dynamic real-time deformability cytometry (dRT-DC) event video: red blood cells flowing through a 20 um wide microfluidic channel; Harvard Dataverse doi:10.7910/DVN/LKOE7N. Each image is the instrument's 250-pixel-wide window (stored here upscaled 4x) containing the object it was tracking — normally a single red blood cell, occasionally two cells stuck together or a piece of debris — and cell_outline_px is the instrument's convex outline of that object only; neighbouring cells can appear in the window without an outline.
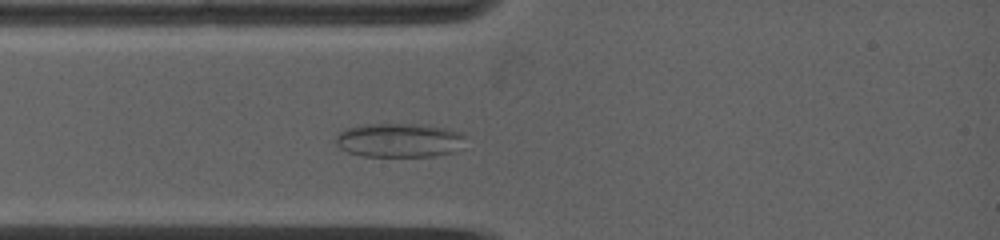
{"species": "common noctule bat (a hibernating species)", "species_latin": "Nyctalus noctula", "temperature_condition": "warm", "stored_images_in_passage": 30, "camera_frame_rate_fps": 5000, "um_per_image_px": 0.085, "animal": {"sex": "female", "body_mass_g": 19.0, "forearm_length_mm": 53.3}, "frame": {"image": 1, "passage_image": 6, "time_ms": 2.2, "image_size_px": [1000, 240], "cell_outline_px": [[464, 136], [452, 152], [432, 156], [364, 156], [348, 152], [340, 148], [336, 144], [336, 132], [348, 128], [364, 124], [416, 124], [448, 128], [460, 132]], "centroid_in_image_um": [33.84, 11.91], "position_along_channel_um": 51.2, "area_um2": 25.37}}
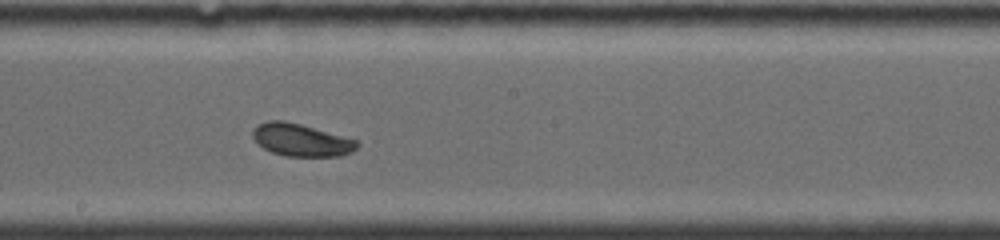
{"frame": {"image": 2, "passage_image": 17, "time_ms": 6.6, "image_size_px": [1000, 240], "cell_outline_px": [[360, 144], [352, 152], [340, 156], [284, 156], [272, 152], [264, 148], [252, 136], [252, 128], [268, 120], [284, 120], [300, 124], [356, 140]], "centroid_in_image_um": [25.58, 11.9], "position_along_channel_um": 222.6, "area_um2": 19.54}}
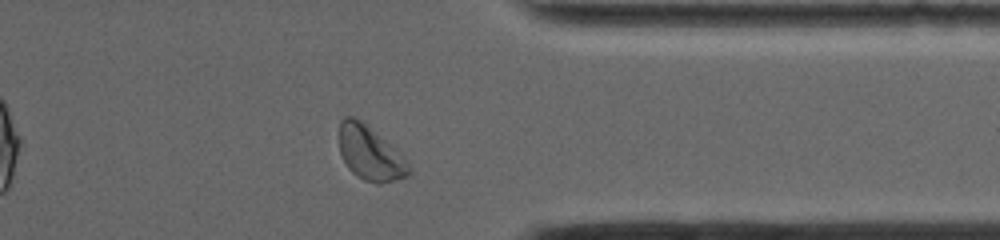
{"frame": {"image": 3, "passage_image": 28, "time_ms": 10.8, "image_size_px": [1000, 240], "cell_outline_px": [[412, 172], [408, 176], [380, 184], [376, 184], [364, 180], [356, 176], [348, 168], [340, 152], [340, 120], [344, 116], [352, 116], [360, 120], [396, 148], [408, 160]], "centroid_in_image_um": [31.49, 13.05], "position_along_channel_um": 379.9, "area_um2": 22.08}, "authors_computed_cell_mechanics": {"area_um2": 19.8254, "velocity_mm_per_s": 3.8878, "shape_relaxation_time_tau1_ms": null, "shape_relaxation_time_tau2_ms": 5.9467, "deformation_change_tau1": null, "deformation_change_tau2": 0.0888}}